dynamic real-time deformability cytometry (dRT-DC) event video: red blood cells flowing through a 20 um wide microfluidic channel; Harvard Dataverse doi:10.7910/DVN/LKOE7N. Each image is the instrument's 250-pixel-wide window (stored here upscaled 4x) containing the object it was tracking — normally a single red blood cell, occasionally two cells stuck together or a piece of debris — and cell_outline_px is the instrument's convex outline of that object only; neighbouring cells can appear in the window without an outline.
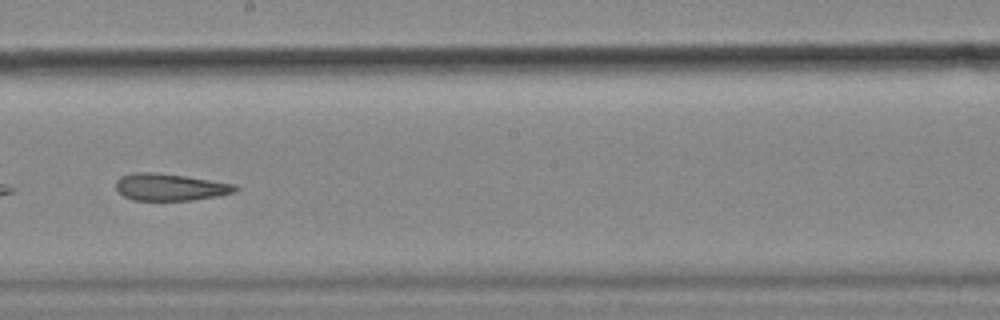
{"species": "common noctule bat (a hibernating species)", "species_latin": "Nyctalus noctula", "temperature_condition": "cold", "stored_images_in_passage": 35, "camera_frame_rate_fps": 3000, "um_per_image_px": 0.085, "animal": {"sex": "female", "body_mass_g": 18.4}, "frame": {"image": 1, "passage_image": 16, "time_ms": 5.0, "image_size_px": [1000, 320], "cell_outline_px": [[240, 188], [236, 192], [216, 196], [192, 200], [136, 200], [124, 196], [116, 188], [116, 180], [120, 176], [136, 172], [152, 172], [184, 176], [236, 184]], "centroid_in_image_um": [14.48, 15.9], "position_along_channel_um": 233.7, "area_um2": 18.67}, "authors_computed_cell_mechanics": {"area_um2": 19.8832, "velocity_mm_per_s": 3.571, "shape_relaxation_time_tau1_ms": null, "shape_relaxation_time_tau2_ms": 2.6058, "deformation_change_tau1": null, "deformation_change_tau2": 0.0996}}